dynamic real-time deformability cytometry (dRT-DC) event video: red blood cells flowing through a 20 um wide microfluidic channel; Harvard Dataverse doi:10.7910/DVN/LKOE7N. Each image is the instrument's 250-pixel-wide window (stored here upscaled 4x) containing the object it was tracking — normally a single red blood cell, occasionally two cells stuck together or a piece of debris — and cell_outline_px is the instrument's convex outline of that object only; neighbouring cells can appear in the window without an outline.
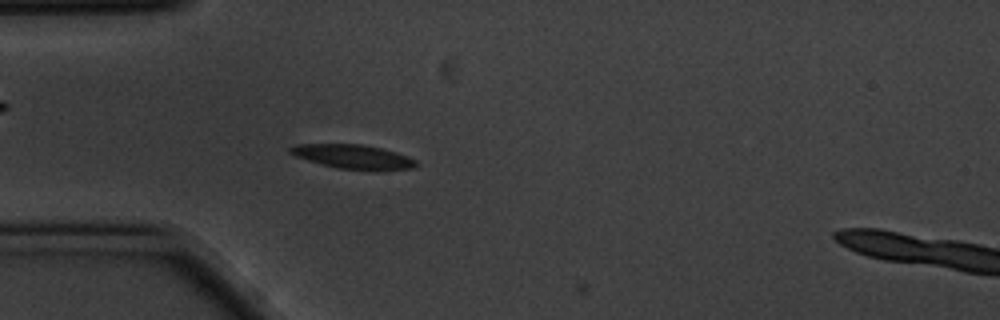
{"species": "common noctule bat (a hibernating species)", "species_latin": "Nyctalus noctula", "temperature_condition": "cold", "stored_images_in_passage": 2, "camera_frame_rate_fps": 3000, "um_per_image_px": 0.085, "animal": {"sex": "male", "body_mass_g": 20.1, "forearm_length_mm": 53.5}, "frame": {"image": 1, "passage_image": 1, "time_ms": 0.0, "image_size_px": [1000, 320], "cell_outline_px": [[420, 164], [416, 168], [384, 172], [376, 172], [336, 168], [320, 164], [296, 156], [288, 152], [288, 148], [296, 144], [360, 144], [380, 148], [396, 152], [408, 156], [416, 160]], "centroid_in_image_um": [30.11, 13.36], "position_along_channel_um": 54.9, "area_um2": 18.38}}